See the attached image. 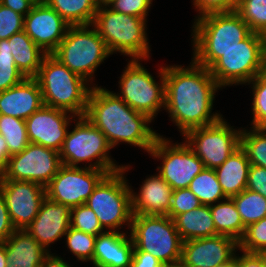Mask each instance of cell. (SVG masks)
Segmentation results:
<instances>
[{
	"label": "cell",
	"mask_w": 266,
	"mask_h": 267,
	"mask_svg": "<svg viewBox=\"0 0 266 267\" xmlns=\"http://www.w3.org/2000/svg\"><path fill=\"white\" fill-rule=\"evenodd\" d=\"M165 107L182 136L191 129L209 126L223 116L213 112L216 92L222 89L208 68L192 59L190 65H165Z\"/></svg>",
	"instance_id": "obj_1"
},
{
	"label": "cell",
	"mask_w": 266,
	"mask_h": 267,
	"mask_svg": "<svg viewBox=\"0 0 266 267\" xmlns=\"http://www.w3.org/2000/svg\"><path fill=\"white\" fill-rule=\"evenodd\" d=\"M85 117L105 135L112 148L123 142L149 155L160 135L150 127L153 120L146 114L135 111L116 92L98 84L89 93Z\"/></svg>",
	"instance_id": "obj_2"
},
{
	"label": "cell",
	"mask_w": 266,
	"mask_h": 267,
	"mask_svg": "<svg viewBox=\"0 0 266 267\" xmlns=\"http://www.w3.org/2000/svg\"><path fill=\"white\" fill-rule=\"evenodd\" d=\"M252 31L236 12L209 13L194 19L192 60L210 68L222 53L236 47Z\"/></svg>",
	"instance_id": "obj_3"
},
{
	"label": "cell",
	"mask_w": 266,
	"mask_h": 267,
	"mask_svg": "<svg viewBox=\"0 0 266 267\" xmlns=\"http://www.w3.org/2000/svg\"><path fill=\"white\" fill-rule=\"evenodd\" d=\"M34 78L45 106L85 116L92 86L83 77L70 71L52 54H46Z\"/></svg>",
	"instance_id": "obj_4"
},
{
	"label": "cell",
	"mask_w": 266,
	"mask_h": 267,
	"mask_svg": "<svg viewBox=\"0 0 266 267\" xmlns=\"http://www.w3.org/2000/svg\"><path fill=\"white\" fill-rule=\"evenodd\" d=\"M146 23L147 19L118 13L107 5H99L92 26L104 40L111 55L118 52L131 59L148 61L151 49Z\"/></svg>",
	"instance_id": "obj_5"
},
{
	"label": "cell",
	"mask_w": 266,
	"mask_h": 267,
	"mask_svg": "<svg viewBox=\"0 0 266 267\" xmlns=\"http://www.w3.org/2000/svg\"><path fill=\"white\" fill-rule=\"evenodd\" d=\"M74 121L75 126L72 131L68 129L59 152L62 165L79 167V164L89 162L85 167L103 170L107 174L122 170L123 165L116 164L109 155L113 148L105 135L85 116H77Z\"/></svg>",
	"instance_id": "obj_6"
},
{
	"label": "cell",
	"mask_w": 266,
	"mask_h": 267,
	"mask_svg": "<svg viewBox=\"0 0 266 267\" xmlns=\"http://www.w3.org/2000/svg\"><path fill=\"white\" fill-rule=\"evenodd\" d=\"M52 55L70 71L96 86L92 82L94 73L111 53L92 25H77L68 28L66 36Z\"/></svg>",
	"instance_id": "obj_7"
},
{
	"label": "cell",
	"mask_w": 266,
	"mask_h": 267,
	"mask_svg": "<svg viewBox=\"0 0 266 267\" xmlns=\"http://www.w3.org/2000/svg\"><path fill=\"white\" fill-rule=\"evenodd\" d=\"M130 167L124 164L122 170L107 174L85 203L95 212L106 231L119 232L125 224L130 231L133 217L131 188L125 177Z\"/></svg>",
	"instance_id": "obj_8"
},
{
	"label": "cell",
	"mask_w": 266,
	"mask_h": 267,
	"mask_svg": "<svg viewBox=\"0 0 266 267\" xmlns=\"http://www.w3.org/2000/svg\"><path fill=\"white\" fill-rule=\"evenodd\" d=\"M266 55V36L251 32L209 68L221 88L242 85L260 75Z\"/></svg>",
	"instance_id": "obj_9"
},
{
	"label": "cell",
	"mask_w": 266,
	"mask_h": 267,
	"mask_svg": "<svg viewBox=\"0 0 266 267\" xmlns=\"http://www.w3.org/2000/svg\"><path fill=\"white\" fill-rule=\"evenodd\" d=\"M129 234L138 250L151 253L165 266L181 260L183 241L168 215H133Z\"/></svg>",
	"instance_id": "obj_10"
},
{
	"label": "cell",
	"mask_w": 266,
	"mask_h": 267,
	"mask_svg": "<svg viewBox=\"0 0 266 267\" xmlns=\"http://www.w3.org/2000/svg\"><path fill=\"white\" fill-rule=\"evenodd\" d=\"M128 59V63L120 75V90L116 94L132 109L146 114L154 121L159 111L165 107L164 66L158 70L160 80L156 79L140 63V59ZM163 108V109H161ZM161 109V110H160Z\"/></svg>",
	"instance_id": "obj_11"
},
{
	"label": "cell",
	"mask_w": 266,
	"mask_h": 267,
	"mask_svg": "<svg viewBox=\"0 0 266 267\" xmlns=\"http://www.w3.org/2000/svg\"><path fill=\"white\" fill-rule=\"evenodd\" d=\"M225 120L222 117L214 124L191 129L183 135L205 168L215 170L240 147L241 128H233Z\"/></svg>",
	"instance_id": "obj_12"
},
{
	"label": "cell",
	"mask_w": 266,
	"mask_h": 267,
	"mask_svg": "<svg viewBox=\"0 0 266 267\" xmlns=\"http://www.w3.org/2000/svg\"><path fill=\"white\" fill-rule=\"evenodd\" d=\"M149 154L154 160H162L157 172L173 190L188 188L194 177L205 168L185 141L172 143L163 135L156 138Z\"/></svg>",
	"instance_id": "obj_13"
},
{
	"label": "cell",
	"mask_w": 266,
	"mask_h": 267,
	"mask_svg": "<svg viewBox=\"0 0 266 267\" xmlns=\"http://www.w3.org/2000/svg\"><path fill=\"white\" fill-rule=\"evenodd\" d=\"M107 175L103 170L62 165L46 188V197L70 208L86 203L94 188Z\"/></svg>",
	"instance_id": "obj_14"
},
{
	"label": "cell",
	"mask_w": 266,
	"mask_h": 267,
	"mask_svg": "<svg viewBox=\"0 0 266 267\" xmlns=\"http://www.w3.org/2000/svg\"><path fill=\"white\" fill-rule=\"evenodd\" d=\"M61 166L58 151L30 143L22 152L10 156L2 179L30 181L46 187Z\"/></svg>",
	"instance_id": "obj_15"
},
{
	"label": "cell",
	"mask_w": 266,
	"mask_h": 267,
	"mask_svg": "<svg viewBox=\"0 0 266 267\" xmlns=\"http://www.w3.org/2000/svg\"><path fill=\"white\" fill-rule=\"evenodd\" d=\"M9 217L15 229H25L38 214L46 198V188L30 181L0 179Z\"/></svg>",
	"instance_id": "obj_16"
},
{
	"label": "cell",
	"mask_w": 266,
	"mask_h": 267,
	"mask_svg": "<svg viewBox=\"0 0 266 267\" xmlns=\"http://www.w3.org/2000/svg\"><path fill=\"white\" fill-rule=\"evenodd\" d=\"M76 117L68 111L43 105L25 120L29 142L60 152Z\"/></svg>",
	"instance_id": "obj_17"
},
{
	"label": "cell",
	"mask_w": 266,
	"mask_h": 267,
	"mask_svg": "<svg viewBox=\"0 0 266 267\" xmlns=\"http://www.w3.org/2000/svg\"><path fill=\"white\" fill-rule=\"evenodd\" d=\"M70 26L53 8L42 2L34 4L24 17L23 30L46 54H52Z\"/></svg>",
	"instance_id": "obj_18"
},
{
	"label": "cell",
	"mask_w": 266,
	"mask_h": 267,
	"mask_svg": "<svg viewBox=\"0 0 266 267\" xmlns=\"http://www.w3.org/2000/svg\"><path fill=\"white\" fill-rule=\"evenodd\" d=\"M239 250V243L225 235L183 241L181 262L188 267H219Z\"/></svg>",
	"instance_id": "obj_19"
},
{
	"label": "cell",
	"mask_w": 266,
	"mask_h": 267,
	"mask_svg": "<svg viewBox=\"0 0 266 267\" xmlns=\"http://www.w3.org/2000/svg\"><path fill=\"white\" fill-rule=\"evenodd\" d=\"M71 208L49 200L42 202L35 219L25 228L48 252L50 245L62 239L70 228Z\"/></svg>",
	"instance_id": "obj_20"
},
{
	"label": "cell",
	"mask_w": 266,
	"mask_h": 267,
	"mask_svg": "<svg viewBox=\"0 0 266 267\" xmlns=\"http://www.w3.org/2000/svg\"><path fill=\"white\" fill-rule=\"evenodd\" d=\"M140 186L138 193L130 186L133 215H167L172 187L158 173L148 175Z\"/></svg>",
	"instance_id": "obj_21"
},
{
	"label": "cell",
	"mask_w": 266,
	"mask_h": 267,
	"mask_svg": "<svg viewBox=\"0 0 266 267\" xmlns=\"http://www.w3.org/2000/svg\"><path fill=\"white\" fill-rule=\"evenodd\" d=\"M42 93L34 77L0 92V114L26 120L43 106Z\"/></svg>",
	"instance_id": "obj_22"
},
{
	"label": "cell",
	"mask_w": 266,
	"mask_h": 267,
	"mask_svg": "<svg viewBox=\"0 0 266 267\" xmlns=\"http://www.w3.org/2000/svg\"><path fill=\"white\" fill-rule=\"evenodd\" d=\"M123 231H105L96 236L94 267H131L134 245Z\"/></svg>",
	"instance_id": "obj_23"
},
{
	"label": "cell",
	"mask_w": 266,
	"mask_h": 267,
	"mask_svg": "<svg viewBox=\"0 0 266 267\" xmlns=\"http://www.w3.org/2000/svg\"><path fill=\"white\" fill-rule=\"evenodd\" d=\"M3 243L7 267H41L49 253L25 229H16Z\"/></svg>",
	"instance_id": "obj_24"
},
{
	"label": "cell",
	"mask_w": 266,
	"mask_h": 267,
	"mask_svg": "<svg viewBox=\"0 0 266 267\" xmlns=\"http://www.w3.org/2000/svg\"><path fill=\"white\" fill-rule=\"evenodd\" d=\"M249 169L250 162L241 147L215 169L226 198H232L246 189Z\"/></svg>",
	"instance_id": "obj_25"
},
{
	"label": "cell",
	"mask_w": 266,
	"mask_h": 267,
	"mask_svg": "<svg viewBox=\"0 0 266 267\" xmlns=\"http://www.w3.org/2000/svg\"><path fill=\"white\" fill-rule=\"evenodd\" d=\"M173 220L182 241L216 235V228L208 205H201L196 209L181 213Z\"/></svg>",
	"instance_id": "obj_26"
},
{
	"label": "cell",
	"mask_w": 266,
	"mask_h": 267,
	"mask_svg": "<svg viewBox=\"0 0 266 267\" xmlns=\"http://www.w3.org/2000/svg\"><path fill=\"white\" fill-rule=\"evenodd\" d=\"M17 68L26 77H35L46 53L23 30L8 38Z\"/></svg>",
	"instance_id": "obj_27"
},
{
	"label": "cell",
	"mask_w": 266,
	"mask_h": 267,
	"mask_svg": "<svg viewBox=\"0 0 266 267\" xmlns=\"http://www.w3.org/2000/svg\"><path fill=\"white\" fill-rule=\"evenodd\" d=\"M216 235H225L239 242L246 228L232 198L210 205Z\"/></svg>",
	"instance_id": "obj_28"
},
{
	"label": "cell",
	"mask_w": 266,
	"mask_h": 267,
	"mask_svg": "<svg viewBox=\"0 0 266 267\" xmlns=\"http://www.w3.org/2000/svg\"><path fill=\"white\" fill-rule=\"evenodd\" d=\"M68 24L92 25L99 8L95 0H45Z\"/></svg>",
	"instance_id": "obj_29"
},
{
	"label": "cell",
	"mask_w": 266,
	"mask_h": 267,
	"mask_svg": "<svg viewBox=\"0 0 266 267\" xmlns=\"http://www.w3.org/2000/svg\"><path fill=\"white\" fill-rule=\"evenodd\" d=\"M202 205H213L226 199L214 169L204 168L188 186Z\"/></svg>",
	"instance_id": "obj_30"
},
{
	"label": "cell",
	"mask_w": 266,
	"mask_h": 267,
	"mask_svg": "<svg viewBox=\"0 0 266 267\" xmlns=\"http://www.w3.org/2000/svg\"><path fill=\"white\" fill-rule=\"evenodd\" d=\"M232 199L245 228L266 217V198L258 192L245 189Z\"/></svg>",
	"instance_id": "obj_31"
},
{
	"label": "cell",
	"mask_w": 266,
	"mask_h": 267,
	"mask_svg": "<svg viewBox=\"0 0 266 267\" xmlns=\"http://www.w3.org/2000/svg\"><path fill=\"white\" fill-rule=\"evenodd\" d=\"M240 147L250 164L266 168V127L242 128Z\"/></svg>",
	"instance_id": "obj_32"
},
{
	"label": "cell",
	"mask_w": 266,
	"mask_h": 267,
	"mask_svg": "<svg viewBox=\"0 0 266 267\" xmlns=\"http://www.w3.org/2000/svg\"><path fill=\"white\" fill-rule=\"evenodd\" d=\"M0 135L7 143L10 156L22 152L30 144L23 119L0 114Z\"/></svg>",
	"instance_id": "obj_33"
},
{
	"label": "cell",
	"mask_w": 266,
	"mask_h": 267,
	"mask_svg": "<svg viewBox=\"0 0 266 267\" xmlns=\"http://www.w3.org/2000/svg\"><path fill=\"white\" fill-rule=\"evenodd\" d=\"M236 12L252 32L266 36V0H241Z\"/></svg>",
	"instance_id": "obj_34"
},
{
	"label": "cell",
	"mask_w": 266,
	"mask_h": 267,
	"mask_svg": "<svg viewBox=\"0 0 266 267\" xmlns=\"http://www.w3.org/2000/svg\"><path fill=\"white\" fill-rule=\"evenodd\" d=\"M25 78L14 62L8 39L0 40V92L21 83Z\"/></svg>",
	"instance_id": "obj_35"
},
{
	"label": "cell",
	"mask_w": 266,
	"mask_h": 267,
	"mask_svg": "<svg viewBox=\"0 0 266 267\" xmlns=\"http://www.w3.org/2000/svg\"><path fill=\"white\" fill-rule=\"evenodd\" d=\"M67 249L77 258L78 262L93 261L96 236L70 227L64 235Z\"/></svg>",
	"instance_id": "obj_36"
},
{
	"label": "cell",
	"mask_w": 266,
	"mask_h": 267,
	"mask_svg": "<svg viewBox=\"0 0 266 267\" xmlns=\"http://www.w3.org/2000/svg\"><path fill=\"white\" fill-rule=\"evenodd\" d=\"M70 227L95 236L106 231L100 225L95 212L86 204L71 208Z\"/></svg>",
	"instance_id": "obj_37"
},
{
	"label": "cell",
	"mask_w": 266,
	"mask_h": 267,
	"mask_svg": "<svg viewBox=\"0 0 266 267\" xmlns=\"http://www.w3.org/2000/svg\"><path fill=\"white\" fill-rule=\"evenodd\" d=\"M251 84L253 100H252V127H266V80L257 75L252 81L247 83Z\"/></svg>",
	"instance_id": "obj_38"
},
{
	"label": "cell",
	"mask_w": 266,
	"mask_h": 267,
	"mask_svg": "<svg viewBox=\"0 0 266 267\" xmlns=\"http://www.w3.org/2000/svg\"><path fill=\"white\" fill-rule=\"evenodd\" d=\"M238 243L240 251L257 253L266 250V217L246 227Z\"/></svg>",
	"instance_id": "obj_39"
},
{
	"label": "cell",
	"mask_w": 266,
	"mask_h": 267,
	"mask_svg": "<svg viewBox=\"0 0 266 267\" xmlns=\"http://www.w3.org/2000/svg\"><path fill=\"white\" fill-rule=\"evenodd\" d=\"M201 205L197 196L188 188L173 190L171 207L167 215L174 219L177 215L196 209Z\"/></svg>",
	"instance_id": "obj_40"
},
{
	"label": "cell",
	"mask_w": 266,
	"mask_h": 267,
	"mask_svg": "<svg viewBox=\"0 0 266 267\" xmlns=\"http://www.w3.org/2000/svg\"><path fill=\"white\" fill-rule=\"evenodd\" d=\"M24 16L0 4V40L23 31Z\"/></svg>",
	"instance_id": "obj_41"
},
{
	"label": "cell",
	"mask_w": 266,
	"mask_h": 267,
	"mask_svg": "<svg viewBox=\"0 0 266 267\" xmlns=\"http://www.w3.org/2000/svg\"><path fill=\"white\" fill-rule=\"evenodd\" d=\"M153 0H111L106 5L113 11L147 19Z\"/></svg>",
	"instance_id": "obj_42"
},
{
	"label": "cell",
	"mask_w": 266,
	"mask_h": 267,
	"mask_svg": "<svg viewBox=\"0 0 266 267\" xmlns=\"http://www.w3.org/2000/svg\"><path fill=\"white\" fill-rule=\"evenodd\" d=\"M241 0H193V6L199 12L196 18L209 13L234 12Z\"/></svg>",
	"instance_id": "obj_43"
},
{
	"label": "cell",
	"mask_w": 266,
	"mask_h": 267,
	"mask_svg": "<svg viewBox=\"0 0 266 267\" xmlns=\"http://www.w3.org/2000/svg\"><path fill=\"white\" fill-rule=\"evenodd\" d=\"M246 189L258 192L266 198V168L250 164Z\"/></svg>",
	"instance_id": "obj_44"
},
{
	"label": "cell",
	"mask_w": 266,
	"mask_h": 267,
	"mask_svg": "<svg viewBox=\"0 0 266 267\" xmlns=\"http://www.w3.org/2000/svg\"><path fill=\"white\" fill-rule=\"evenodd\" d=\"M15 230L9 217L4 196L0 191V242H4Z\"/></svg>",
	"instance_id": "obj_45"
},
{
	"label": "cell",
	"mask_w": 266,
	"mask_h": 267,
	"mask_svg": "<svg viewBox=\"0 0 266 267\" xmlns=\"http://www.w3.org/2000/svg\"><path fill=\"white\" fill-rule=\"evenodd\" d=\"M131 267H166L161 261L151 253L138 250L134 246V253Z\"/></svg>",
	"instance_id": "obj_46"
},
{
	"label": "cell",
	"mask_w": 266,
	"mask_h": 267,
	"mask_svg": "<svg viewBox=\"0 0 266 267\" xmlns=\"http://www.w3.org/2000/svg\"><path fill=\"white\" fill-rule=\"evenodd\" d=\"M0 4L12 9L24 17L31 11L34 3L31 0H0Z\"/></svg>",
	"instance_id": "obj_47"
},
{
	"label": "cell",
	"mask_w": 266,
	"mask_h": 267,
	"mask_svg": "<svg viewBox=\"0 0 266 267\" xmlns=\"http://www.w3.org/2000/svg\"><path fill=\"white\" fill-rule=\"evenodd\" d=\"M242 252V253H241ZM239 267H265L257 253L240 251Z\"/></svg>",
	"instance_id": "obj_48"
},
{
	"label": "cell",
	"mask_w": 266,
	"mask_h": 267,
	"mask_svg": "<svg viewBox=\"0 0 266 267\" xmlns=\"http://www.w3.org/2000/svg\"><path fill=\"white\" fill-rule=\"evenodd\" d=\"M10 158L7 143L0 135V179H2L6 173L8 160Z\"/></svg>",
	"instance_id": "obj_49"
},
{
	"label": "cell",
	"mask_w": 266,
	"mask_h": 267,
	"mask_svg": "<svg viewBox=\"0 0 266 267\" xmlns=\"http://www.w3.org/2000/svg\"><path fill=\"white\" fill-rule=\"evenodd\" d=\"M51 251L45 256L41 267H71L69 263L65 262L61 256H58Z\"/></svg>",
	"instance_id": "obj_50"
},
{
	"label": "cell",
	"mask_w": 266,
	"mask_h": 267,
	"mask_svg": "<svg viewBox=\"0 0 266 267\" xmlns=\"http://www.w3.org/2000/svg\"><path fill=\"white\" fill-rule=\"evenodd\" d=\"M8 260L6 256V249L3 242H0V267H7Z\"/></svg>",
	"instance_id": "obj_51"
},
{
	"label": "cell",
	"mask_w": 266,
	"mask_h": 267,
	"mask_svg": "<svg viewBox=\"0 0 266 267\" xmlns=\"http://www.w3.org/2000/svg\"><path fill=\"white\" fill-rule=\"evenodd\" d=\"M219 267H239V254L235 253V256L232 259Z\"/></svg>",
	"instance_id": "obj_52"
},
{
	"label": "cell",
	"mask_w": 266,
	"mask_h": 267,
	"mask_svg": "<svg viewBox=\"0 0 266 267\" xmlns=\"http://www.w3.org/2000/svg\"><path fill=\"white\" fill-rule=\"evenodd\" d=\"M260 75L266 80V55L263 60L262 69Z\"/></svg>",
	"instance_id": "obj_53"
},
{
	"label": "cell",
	"mask_w": 266,
	"mask_h": 267,
	"mask_svg": "<svg viewBox=\"0 0 266 267\" xmlns=\"http://www.w3.org/2000/svg\"><path fill=\"white\" fill-rule=\"evenodd\" d=\"M257 254L261 257L262 262H263L264 266L266 267V250L257 252Z\"/></svg>",
	"instance_id": "obj_54"
},
{
	"label": "cell",
	"mask_w": 266,
	"mask_h": 267,
	"mask_svg": "<svg viewBox=\"0 0 266 267\" xmlns=\"http://www.w3.org/2000/svg\"><path fill=\"white\" fill-rule=\"evenodd\" d=\"M166 267H188V266L184 265L181 261H179Z\"/></svg>",
	"instance_id": "obj_55"
},
{
	"label": "cell",
	"mask_w": 266,
	"mask_h": 267,
	"mask_svg": "<svg viewBox=\"0 0 266 267\" xmlns=\"http://www.w3.org/2000/svg\"><path fill=\"white\" fill-rule=\"evenodd\" d=\"M95 1L98 3V5H106L111 0H95Z\"/></svg>",
	"instance_id": "obj_56"
},
{
	"label": "cell",
	"mask_w": 266,
	"mask_h": 267,
	"mask_svg": "<svg viewBox=\"0 0 266 267\" xmlns=\"http://www.w3.org/2000/svg\"><path fill=\"white\" fill-rule=\"evenodd\" d=\"M34 4L45 2V0H31Z\"/></svg>",
	"instance_id": "obj_57"
}]
</instances>
